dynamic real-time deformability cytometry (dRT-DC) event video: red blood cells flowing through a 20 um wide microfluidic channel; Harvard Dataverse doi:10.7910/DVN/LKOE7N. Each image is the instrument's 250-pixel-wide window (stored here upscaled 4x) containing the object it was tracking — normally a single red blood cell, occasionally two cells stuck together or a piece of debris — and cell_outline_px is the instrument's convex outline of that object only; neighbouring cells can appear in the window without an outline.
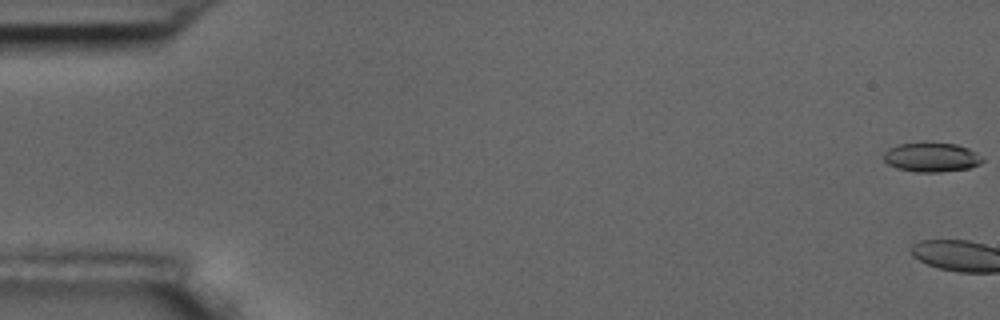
{"species": "common noctule bat (a hibernating species)", "species_latin": "Nyctalus noctula", "temperature_condition": "room temperature", "stored_images_in_passage": 3, "camera_frame_rate_fps": 3000, "um_per_image_px": 0.085, "animal": {"sex": "male", "body_mass_g": 17.5, "forearm_length_mm": 52.3}, "frame": {"image": 1, "passage_image": 1, "time_ms": 0.0, "image_size_px": [1000, 320], "cell_outline_px": [[984, 160], [980, 164], [968, 168], [940, 172], [916, 172], [896, 168], [888, 164], [884, 160], [884, 152], [888, 148], [900, 144], [924, 140], [956, 144], [968, 148], [976, 152]], "centroid_in_image_um": [79.15, 13.33], "position_along_channel_um": 5.8, "area_um2": 17.34}}